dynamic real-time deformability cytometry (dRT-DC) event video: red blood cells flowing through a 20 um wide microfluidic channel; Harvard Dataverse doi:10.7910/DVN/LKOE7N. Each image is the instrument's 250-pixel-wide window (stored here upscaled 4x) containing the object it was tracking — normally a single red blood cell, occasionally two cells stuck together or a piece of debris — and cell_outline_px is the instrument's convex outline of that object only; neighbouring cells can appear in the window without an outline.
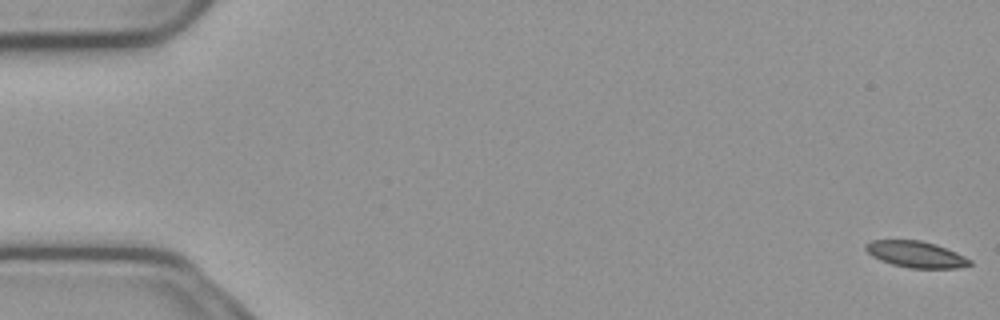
{"species": "common noctule bat (a hibernating species)", "species_latin": "Nyctalus noctula", "temperature_condition": "cold", "stored_images_in_passage": 13, "camera_frame_rate_fps": 3000, "um_per_image_px": 0.085, "animal": {"sex": "male", "body_mass_g": 23.1, "forearm_length_mm": 52.7}, "frame": {"image": 1, "passage_image": 1, "time_ms": 0.0, "image_size_px": [1000, 320], "cell_outline_px": [[972, 264], [956, 268], [908, 268], [892, 264], [880, 260], [872, 256], [864, 248], [872, 240], [920, 240], [936, 244], [956, 252], [972, 260]], "centroid_in_image_um": [77.87, 21.62], "position_along_channel_um": 7.1, "area_um2": 15.9}}